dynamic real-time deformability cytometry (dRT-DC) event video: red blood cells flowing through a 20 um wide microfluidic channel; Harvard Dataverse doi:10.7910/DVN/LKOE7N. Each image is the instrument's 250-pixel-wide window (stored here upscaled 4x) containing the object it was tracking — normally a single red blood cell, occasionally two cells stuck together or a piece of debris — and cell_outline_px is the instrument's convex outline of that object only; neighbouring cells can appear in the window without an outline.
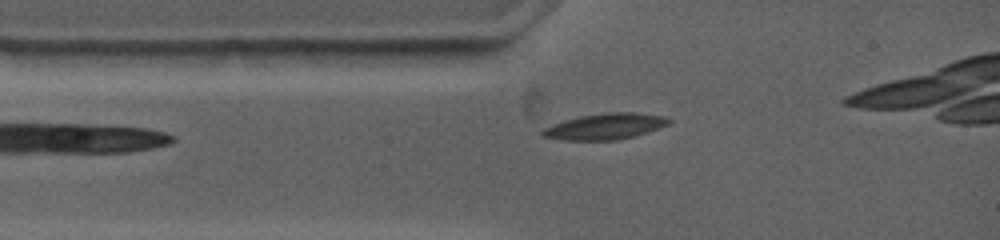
{"species": "common noctule bat (a hibernating species)", "species_latin": "Nyctalus noctula", "temperature_condition": "warm", "stored_images_in_passage": 18, "segment_of_instrument_passage": [1, 2], "camera_frame_rate_fps": 4500, "um_per_image_px": 0.085, "animal": {"sex": "female", "body_mass_g": 19.0, "forearm_length_mm": 53.3}, "frame": {"image": 1, "passage_image": 1, "time_ms": 0.0, "image_size_px": [1000, 240], "cell_outline_px": [[672, 124], [632, 136], [616, 140], [564, 140], [540, 136], [540, 132], [544, 128], [552, 124], [580, 116], [604, 112], [636, 112], [664, 116], [672, 120]], "centroid_in_image_um": [51.44, 10.73], "position_along_channel_um": 33.6, "area_um2": 19.19}}
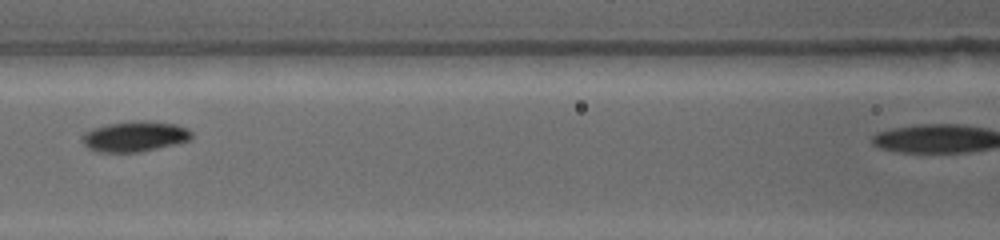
{"frame": {"image": 2, "passage_image": 12, "time_ms": 3.333, "image_size_px": [1000, 240], "cell_outline_px": [[192, 136], [188, 140], [172, 144], [136, 152], [104, 152], [88, 148], [84, 144], [84, 132], [108, 124], [132, 120], [144, 120], [176, 124], [188, 128], [192, 132]], "centroid_in_image_um": [11.48, 11.57], "position_along_channel_um": 155.1, "area_um2": 18.96}}
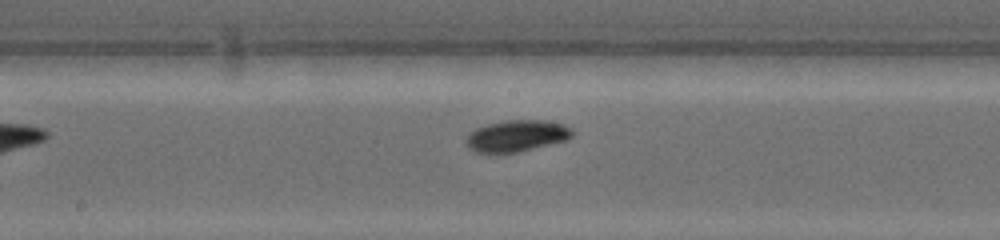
{"frame": {"image": 3, "passage_image": 16, "time_ms": 4.667, "image_size_px": [1000, 240], "cell_outline_px": [[572, 136], [564, 140], [512, 152], [476, 152], [468, 144], [468, 136], [476, 128], [488, 124], [504, 120], [544, 120], [560, 124], [572, 128]], "centroid_in_image_um": [43.92, 11.51], "position_along_channel_um": 204.3, "area_um2": 18.55}}